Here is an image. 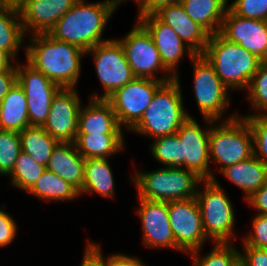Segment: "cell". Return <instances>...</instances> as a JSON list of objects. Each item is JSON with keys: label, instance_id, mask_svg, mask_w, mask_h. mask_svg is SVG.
Returning <instances> with one entry per match:
<instances>
[{"label": "cell", "instance_id": "47", "mask_svg": "<svg viewBox=\"0 0 267 266\" xmlns=\"http://www.w3.org/2000/svg\"><path fill=\"white\" fill-rule=\"evenodd\" d=\"M25 0H0L1 4L12 5L15 7L20 6Z\"/></svg>", "mask_w": 267, "mask_h": 266}, {"label": "cell", "instance_id": "1", "mask_svg": "<svg viewBox=\"0 0 267 266\" xmlns=\"http://www.w3.org/2000/svg\"><path fill=\"white\" fill-rule=\"evenodd\" d=\"M30 36L23 50L25 61L59 87L77 88L81 77V60L86 52L78 46L55 40L48 33Z\"/></svg>", "mask_w": 267, "mask_h": 266}, {"label": "cell", "instance_id": "10", "mask_svg": "<svg viewBox=\"0 0 267 266\" xmlns=\"http://www.w3.org/2000/svg\"><path fill=\"white\" fill-rule=\"evenodd\" d=\"M135 77L171 81L176 77L163 65L148 31L135 20L134 27L123 38H117ZM163 72L159 76L157 73ZM159 76V77H157Z\"/></svg>", "mask_w": 267, "mask_h": 266}, {"label": "cell", "instance_id": "24", "mask_svg": "<svg viewBox=\"0 0 267 266\" xmlns=\"http://www.w3.org/2000/svg\"><path fill=\"white\" fill-rule=\"evenodd\" d=\"M109 158H87L80 196L97 193L101 197L115 198V181Z\"/></svg>", "mask_w": 267, "mask_h": 266}, {"label": "cell", "instance_id": "13", "mask_svg": "<svg viewBox=\"0 0 267 266\" xmlns=\"http://www.w3.org/2000/svg\"><path fill=\"white\" fill-rule=\"evenodd\" d=\"M170 226L176 250L182 254L202 249L209 241L204 233L201 211L196 197L186 200L168 201Z\"/></svg>", "mask_w": 267, "mask_h": 266}, {"label": "cell", "instance_id": "22", "mask_svg": "<svg viewBox=\"0 0 267 266\" xmlns=\"http://www.w3.org/2000/svg\"><path fill=\"white\" fill-rule=\"evenodd\" d=\"M85 158L74 143L59 142L53 149L46 169L74 186L79 192L84 180Z\"/></svg>", "mask_w": 267, "mask_h": 266}, {"label": "cell", "instance_id": "12", "mask_svg": "<svg viewBox=\"0 0 267 266\" xmlns=\"http://www.w3.org/2000/svg\"><path fill=\"white\" fill-rule=\"evenodd\" d=\"M16 82L27 98L30 126L43 127L55 94L61 89L27 61L16 62Z\"/></svg>", "mask_w": 267, "mask_h": 266}, {"label": "cell", "instance_id": "41", "mask_svg": "<svg viewBox=\"0 0 267 266\" xmlns=\"http://www.w3.org/2000/svg\"><path fill=\"white\" fill-rule=\"evenodd\" d=\"M241 246L243 248L239 256L248 266H267V249L247 246L245 243Z\"/></svg>", "mask_w": 267, "mask_h": 266}, {"label": "cell", "instance_id": "27", "mask_svg": "<svg viewBox=\"0 0 267 266\" xmlns=\"http://www.w3.org/2000/svg\"><path fill=\"white\" fill-rule=\"evenodd\" d=\"M186 14L211 35L219 33L228 9L224 0H181Z\"/></svg>", "mask_w": 267, "mask_h": 266}, {"label": "cell", "instance_id": "40", "mask_svg": "<svg viewBox=\"0 0 267 266\" xmlns=\"http://www.w3.org/2000/svg\"><path fill=\"white\" fill-rule=\"evenodd\" d=\"M2 207V208H1ZM0 207V247H6L13 243L17 236V224L8 212H5L6 205ZM5 209V210H4Z\"/></svg>", "mask_w": 267, "mask_h": 266}, {"label": "cell", "instance_id": "5", "mask_svg": "<svg viewBox=\"0 0 267 266\" xmlns=\"http://www.w3.org/2000/svg\"><path fill=\"white\" fill-rule=\"evenodd\" d=\"M130 181L138 198L153 201H178L196 197L202 179L184 168L161 167L151 171H135Z\"/></svg>", "mask_w": 267, "mask_h": 266}, {"label": "cell", "instance_id": "21", "mask_svg": "<svg viewBox=\"0 0 267 266\" xmlns=\"http://www.w3.org/2000/svg\"><path fill=\"white\" fill-rule=\"evenodd\" d=\"M88 101L80 109L77 134H124L106 99Z\"/></svg>", "mask_w": 267, "mask_h": 266}, {"label": "cell", "instance_id": "3", "mask_svg": "<svg viewBox=\"0 0 267 266\" xmlns=\"http://www.w3.org/2000/svg\"><path fill=\"white\" fill-rule=\"evenodd\" d=\"M179 78L178 74L156 91L150 105L130 132L153 139L173 135L189 117H193L184 108Z\"/></svg>", "mask_w": 267, "mask_h": 266}, {"label": "cell", "instance_id": "26", "mask_svg": "<svg viewBox=\"0 0 267 266\" xmlns=\"http://www.w3.org/2000/svg\"><path fill=\"white\" fill-rule=\"evenodd\" d=\"M25 37L18 7L0 3V50L17 62Z\"/></svg>", "mask_w": 267, "mask_h": 266}, {"label": "cell", "instance_id": "20", "mask_svg": "<svg viewBox=\"0 0 267 266\" xmlns=\"http://www.w3.org/2000/svg\"><path fill=\"white\" fill-rule=\"evenodd\" d=\"M154 15L171 27L195 54L204 53L211 34L186 14L180 2L163 7Z\"/></svg>", "mask_w": 267, "mask_h": 266}, {"label": "cell", "instance_id": "14", "mask_svg": "<svg viewBox=\"0 0 267 266\" xmlns=\"http://www.w3.org/2000/svg\"><path fill=\"white\" fill-rule=\"evenodd\" d=\"M206 127L189 117L177 130L181 140L182 168L194 172L202 180L215 178L209 157V133L214 120L203 118Z\"/></svg>", "mask_w": 267, "mask_h": 266}, {"label": "cell", "instance_id": "32", "mask_svg": "<svg viewBox=\"0 0 267 266\" xmlns=\"http://www.w3.org/2000/svg\"><path fill=\"white\" fill-rule=\"evenodd\" d=\"M149 146L150 154L163 167L182 168L181 140L177 134L154 138Z\"/></svg>", "mask_w": 267, "mask_h": 266}, {"label": "cell", "instance_id": "18", "mask_svg": "<svg viewBox=\"0 0 267 266\" xmlns=\"http://www.w3.org/2000/svg\"><path fill=\"white\" fill-rule=\"evenodd\" d=\"M136 20L148 31L157 47L163 65L176 77L179 62L185 53L190 60L196 55L168 25L155 15L137 16Z\"/></svg>", "mask_w": 267, "mask_h": 266}, {"label": "cell", "instance_id": "11", "mask_svg": "<svg viewBox=\"0 0 267 266\" xmlns=\"http://www.w3.org/2000/svg\"><path fill=\"white\" fill-rule=\"evenodd\" d=\"M164 83L161 80L135 77L106 99L122 129L129 132L139 122L156 91Z\"/></svg>", "mask_w": 267, "mask_h": 266}, {"label": "cell", "instance_id": "19", "mask_svg": "<svg viewBox=\"0 0 267 266\" xmlns=\"http://www.w3.org/2000/svg\"><path fill=\"white\" fill-rule=\"evenodd\" d=\"M77 0H25L18 11L24 34L48 33Z\"/></svg>", "mask_w": 267, "mask_h": 266}, {"label": "cell", "instance_id": "30", "mask_svg": "<svg viewBox=\"0 0 267 266\" xmlns=\"http://www.w3.org/2000/svg\"><path fill=\"white\" fill-rule=\"evenodd\" d=\"M21 149L35 162L47 166L53 149L59 143L43 127L29 126L19 132Z\"/></svg>", "mask_w": 267, "mask_h": 266}, {"label": "cell", "instance_id": "31", "mask_svg": "<svg viewBox=\"0 0 267 266\" xmlns=\"http://www.w3.org/2000/svg\"><path fill=\"white\" fill-rule=\"evenodd\" d=\"M45 170V166L35 162L27 153L21 151L7 177L11 187L28 192Z\"/></svg>", "mask_w": 267, "mask_h": 266}, {"label": "cell", "instance_id": "6", "mask_svg": "<svg viewBox=\"0 0 267 266\" xmlns=\"http://www.w3.org/2000/svg\"><path fill=\"white\" fill-rule=\"evenodd\" d=\"M201 186L203 191L198 186L196 199L206 237L213 243H234L238 236L234 233L236 215L230 197L221 188L216 177L202 180Z\"/></svg>", "mask_w": 267, "mask_h": 266}, {"label": "cell", "instance_id": "17", "mask_svg": "<svg viewBox=\"0 0 267 266\" xmlns=\"http://www.w3.org/2000/svg\"><path fill=\"white\" fill-rule=\"evenodd\" d=\"M219 33L262 62L267 61V21L238 16L228 8Z\"/></svg>", "mask_w": 267, "mask_h": 266}, {"label": "cell", "instance_id": "8", "mask_svg": "<svg viewBox=\"0 0 267 266\" xmlns=\"http://www.w3.org/2000/svg\"><path fill=\"white\" fill-rule=\"evenodd\" d=\"M190 61L193 66L192 88L202 119L224 121L237 117L239 113L234 112L224 118L232 100L231 92L222 83L213 65L203 54H196Z\"/></svg>", "mask_w": 267, "mask_h": 266}, {"label": "cell", "instance_id": "33", "mask_svg": "<svg viewBox=\"0 0 267 266\" xmlns=\"http://www.w3.org/2000/svg\"><path fill=\"white\" fill-rule=\"evenodd\" d=\"M213 244L214 247L204 256L200 254L202 249H197L190 253L191 259H193V266H231L239 257L240 251L234 243Z\"/></svg>", "mask_w": 267, "mask_h": 266}, {"label": "cell", "instance_id": "35", "mask_svg": "<svg viewBox=\"0 0 267 266\" xmlns=\"http://www.w3.org/2000/svg\"><path fill=\"white\" fill-rule=\"evenodd\" d=\"M21 151L19 132L0 129V175L11 173Z\"/></svg>", "mask_w": 267, "mask_h": 266}, {"label": "cell", "instance_id": "45", "mask_svg": "<svg viewBox=\"0 0 267 266\" xmlns=\"http://www.w3.org/2000/svg\"><path fill=\"white\" fill-rule=\"evenodd\" d=\"M13 63L14 61L0 50V72L7 70Z\"/></svg>", "mask_w": 267, "mask_h": 266}, {"label": "cell", "instance_id": "15", "mask_svg": "<svg viewBox=\"0 0 267 266\" xmlns=\"http://www.w3.org/2000/svg\"><path fill=\"white\" fill-rule=\"evenodd\" d=\"M81 102L77 88H61L52 100L44 130L58 142L74 143Z\"/></svg>", "mask_w": 267, "mask_h": 266}, {"label": "cell", "instance_id": "43", "mask_svg": "<svg viewBox=\"0 0 267 266\" xmlns=\"http://www.w3.org/2000/svg\"><path fill=\"white\" fill-rule=\"evenodd\" d=\"M16 84V62L7 70L0 72V102Z\"/></svg>", "mask_w": 267, "mask_h": 266}, {"label": "cell", "instance_id": "44", "mask_svg": "<svg viewBox=\"0 0 267 266\" xmlns=\"http://www.w3.org/2000/svg\"><path fill=\"white\" fill-rule=\"evenodd\" d=\"M181 0H145L138 8L137 16L154 15L161 8L171 4L179 3Z\"/></svg>", "mask_w": 267, "mask_h": 266}, {"label": "cell", "instance_id": "16", "mask_svg": "<svg viewBox=\"0 0 267 266\" xmlns=\"http://www.w3.org/2000/svg\"><path fill=\"white\" fill-rule=\"evenodd\" d=\"M139 200L136 211L141 222L142 239L144 246L150 249L176 250L174 235L170 226L168 202Z\"/></svg>", "mask_w": 267, "mask_h": 266}, {"label": "cell", "instance_id": "25", "mask_svg": "<svg viewBox=\"0 0 267 266\" xmlns=\"http://www.w3.org/2000/svg\"><path fill=\"white\" fill-rule=\"evenodd\" d=\"M29 126L26 94L16 82L0 102V129L21 132Z\"/></svg>", "mask_w": 267, "mask_h": 266}, {"label": "cell", "instance_id": "4", "mask_svg": "<svg viewBox=\"0 0 267 266\" xmlns=\"http://www.w3.org/2000/svg\"><path fill=\"white\" fill-rule=\"evenodd\" d=\"M222 83L232 92L246 90L262 62L254 54L232 43L220 33L210 35L203 53Z\"/></svg>", "mask_w": 267, "mask_h": 266}, {"label": "cell", "instance_id": "49", "mask_svg": "<svg viewBox=\"0 0 267 266\" xmlns=\"http://www.w3.org/2000/svg\"><path fill=\"white\" fill-rule=\"evenodd\" d=\"M231 266H248L243 259L239 256Z\"/></svg>", "mask_w": 267, "mask_h": 266}, {"label": "cell", "instance_id": "37", "mask_svg": "<svg viewBox=\"0 0 267 266\" xmlns=\"http://www.w3.org/2000/svg\"><path fill=\"white\" fill-rule=\"evenodd\" d=\"M245 117L253 136V155L267 165V116L253 115Z\"/></svg>", "mask_w": 267, "mask_h": 266}, {"label": "cell", "instance_id": "9", "mask_svg": "<svg viewBox=\"0 0 267 266\" xmlns=\"http://www.w3.org/2000/svg\"><path fill=\"white\" fill-rule=\"evenodd\" d=\"M88 54L93 57L95 72L104 90L100 95L92 92L90 99H107L135 78L124 49L116 38L95 45L86 51V56Z\"/></svg>", "mask_w": 267, "mask_h": 266}, {"label": "cell", "instance_id": "29", "mask_svg": "<svg viewBox=\"0 0 267 266\" xmlns=\"http://www.w3.org/2000/svg\"><path fill=\"white\" fill-rule=\"evenodd\" d=\"M27 193L46 202H69L80 197L74 186L47 169Z\"/></svg>", "mask_w": 267, "mask_h": 266}, {"label": "cell", "instance_id": "34", "mask_svg": "<svg viewBox=\"0 0 267 266\" xmlns=\"http://www.w3.org/2000/svg\"><path fill=\"white\" fill-rule=\"evenodd\" d=\"M247 99L256 112L240 116H267V61L261 62L247 89Z\"/></svg>", "mask_w": 267, "mask_h": 266}, {"label": "cell", "instance_id": "36", "mask_svg": "<svg viewBox=\"0 0 267 266\" xmlns=\"http://www.w3.org/2000/svg\"><path fill=\"white\" fill-rule=\"evenodd\" d=\"M85 250L101 265V266H147L143 260L136 256H130L123 253H114L105 257L102 247L91 240H87ZM149 266V265H148Z\"/></svg>", "mask_w": 267, "mask_h": 266}, {"label": "cell", "instance_id": "23", "mask_svg": "<svg viewBox=\"0 0 267 266\" xmlns=\"http://www.w3.org/2000/svg\"><path fill=\"white\" fill-rule=\"evenodd\" d=\"M219 173L243 191L244 200L267 183V165L254 155L225 167Z\"/></svg>", "mask_w": 267, "mask_h": 266}, {"label": "cell", "instance_id": "39", "mask_svg": "<svg viewBox=\"0 0 267 266\" xmlns=\"http://www.w3.org/2000/svg\"><path fill=\"white\" fill-rule=\"evenodd\" d=\"M251 221L252 230L245 237H242V242L247 246H252L260 249H267V215L254 214Z\"/></svg>", "mask_w": 267, "mask_h": 266}, {"label": "cell", "instance_id": "38", "mask_svg": "<svg viewBox=\"0 0 267 266\" xmlns=\"http://www.w3.org/2000/svg\"><path fill=\"white\" fill-rule=\"evenodd\" d=\"M228 8L236 15L267 21V0H232Z\"/></svg>", "mask_w": 267, "mask_h": 266}, {"label": "cell", "instance_id": "42", "mask_svg": "<svg viewBox=\"0 0 267 266\" xmlns=\"http://www.w3.org/2000/svg\"><path fill=\"white\" fill-rule=\"evenodd\" d=\"M246 202L256 210V214L267 215V183L252 193Z\"/></svg>", "mask_w": 267, "mask_h": 266}, {"label": "cell", "instance_id": "46", "mask_svg": "<svg viewBox=\"0 0 267 266\" xmlns=\"http://www.w3.org/2000/svg\"><path fill=\"white\" fill-rule=\"evenodd\" d=\"M80 266H101L86 250H84Z\"/></svg>", "mask_w": 267, "mask_h": 266}, {"label": "cell", "instance_id": "48", "mask_svg": "<svg viewBox=\"0 0 267 266\" xmlns=\"http://www.w3.org/2000/svg\"><path fill=\"white\" fill-rule=\"evenodd\" d=\"M112 1L117 10L118 6L121 5L122 3H125L127 0H112ZM133 1L136 2L138 8L145 2V0H133Z\"/></svg>", "mask_w": 267, "mask_h": 266}, {"label": "cell", "instance_id": "2", "mask_svg": "<svg viewBox=\"0 0 267 266\" xmlns=\"http://www.w3.org/2000/svg\"><path fill=\"white\" fill-rule=\"evenodd\" d=\"M116 8L112 0L86 2L77 0L48 34L55 40L78 46L85 52L110 40L102 37Z\"/></svg>", "mask_w": 267, "mask_h": 266}, {"label": "cell", "instance_id": "7", "mask_svg": "<svg viewBox=\"0 0 267 266\" xmlns=\"http://www.w3.org/2000/svg\"><path fill=\"white\" fill-rule=\"evenodd\" d=\"M219 123V124H218ZM253 156L252 130L245 117L214 121L209 133L210 162L219 173L227 166L245 161Z\"/></svg>", "mask_w": 267, "mask_h": 266}, {"label": "cell", "instance_id": "28", "mask_svg": "<svg viewBox=\"0 0 267 266\" xmlns=\"http://www.w3.org/2000/svg\"><path fill=\"white\" fill-rule=\"evenodd\" d=\"M124 137V134H77L74 145L85 159L108 158L126 148Z\"/></svg>", "mask_w": 267, "mask_h": 266}]
</instances>
